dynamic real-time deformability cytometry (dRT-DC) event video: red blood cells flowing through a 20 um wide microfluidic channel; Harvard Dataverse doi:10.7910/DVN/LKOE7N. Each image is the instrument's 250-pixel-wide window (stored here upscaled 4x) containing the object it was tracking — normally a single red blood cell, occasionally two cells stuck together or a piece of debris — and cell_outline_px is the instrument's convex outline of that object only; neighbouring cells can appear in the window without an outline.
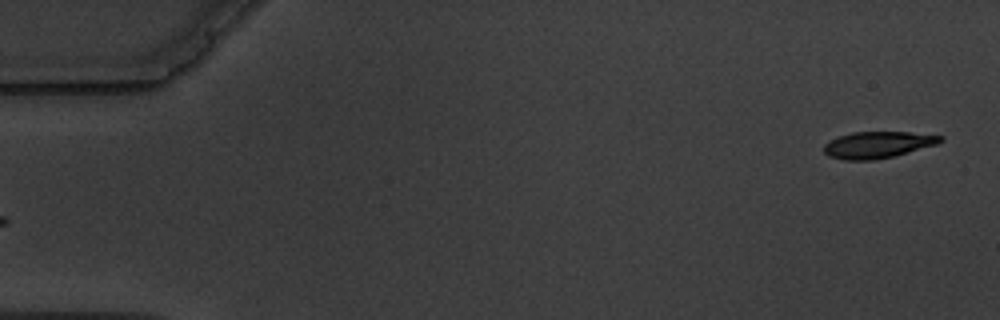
{"species": "common noctule bat (a hibernating species)", "species_latin": "Nyctalus noctula", "temperature_condition": "warm", "stored_images_in_passage": 6, "camera_frame_rate_fps": 3000, "um_per_image_px": 0.085, "animal": {"sex": "male", "body_mass_g": 19.5, "forearm_length_mm": 54.6}, "frame": {"image": 1, "passage_image": 1, "time_ms": 0.0, "image_size_px": [1000, 320], "cell_outline_px": [[944, 140], [936, 144], [892, 156], [872, 160], [844, 160], [828, 156], [824, 152], [824, 144], [840, 136], [852, 132], [908, 132], [944, 136]], "centroid_in_image_um": [74.59, 12.3], "position_along_channel_um": 10.4, "area_um2": 17.74}}
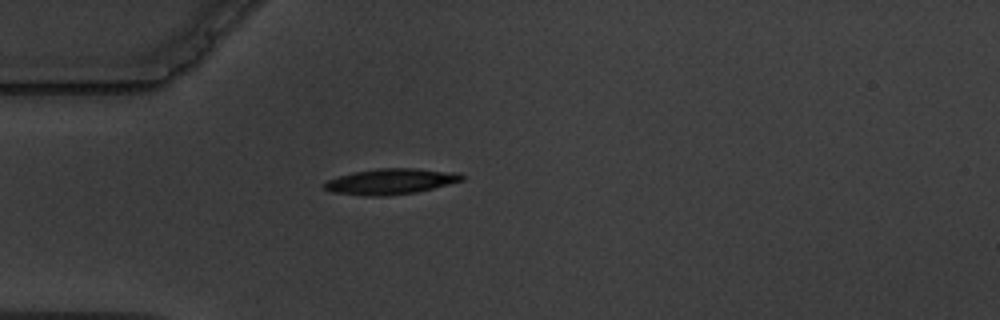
{"frame": {"image": 2, "passage_image": 5, "time_ms": 4.667, "image_size_px": [1000, 320], "cell_outline_px": [[464, 180], [416, 192], [388, 196], [372, 196], [332, 192], [324, 188], [324, 184], [328, 180], [336, 176], [352, 172], [380, 168], [416, 168], [460, 172], [464, 176]], "centroid_in_image_um": [33.23, 15.41], "position_along_channel_um": 51.8, "area_um2": 20.63}}